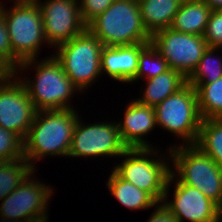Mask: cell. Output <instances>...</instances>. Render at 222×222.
<instances>
[{
    "label": "cell",
    "mask_w": 222,
    "mask_h": 222,
    "mask_svg": "<svg viewBox=\"0 0 222 222\" xmlns=\"http://www.w3.org/2000/svg\"><path fill=\"white\" fill-rule=\"evenodd\" d=\"M220 50L222 48H207L195 70L187 78V84L195 87L197 84H210L222 77V60L220 55L217 57Z\"/></svg>",
    "instance_id": "23"
},
{
    "label": "cell",
    "mask_w": 222,
    "mask_h": 222,
    "mask_svg": "<svg viewBox=\"0 0 222 222\" xmlns=\"http://www.w3.org/2000/svg\"><path fill=\"white\" fill-rule=\"evenodd\" d=\"M156 148H128L120 156L125 159L116 164L113 171L123 180L148 192L158 203H162L172 166L169 164V149L165 153L169 159H161L156 154L159 153Z\"/></svg>",
    "instance_id": "5"
},
{
    "label": "cell",
    "mask_w": 222,
    "mask_h": 222,
    "mask_svg": "<svg viewBox=\"0 0 222 222\" xmlns=\"http://www.w3.org/2000/svg\"><path fill=\"white\" fill-rule=\"evenodd\" d=\"M24 158V141L15 133L0 127V163Z\"/></svg>",
    "instance_id": "26"
},
{
    "label": "cell",
    "mask_w": 222,
    "mask_h": 222,
    "mask_svg": "<svg viewBox=\"0 0 222 222\" xmlns=\"http://www.w3.org/2000/svg\"><path fill=\"white\" fill-rule=\"evenodd\" d=\"M156 124L180 138L182 145L196 144L202 118L197 92L186 84L178 92L165 98L155 108Z\"/></svg>",
    "instance_id": "8"
},
{
    "label": "cell",
    "mask_w": 222,
    "mask_h": 222,
    "mask_svg": "<svg viewBox=\"0 0 222 222\" xmlns=\"http://www.w3.org/2000/svg\"><path fill=\"white\" fill-rule=\"evenodd\" d=\"M130 1H133V2L139 3V2H141L142 0H130Z\"/></svg>",
    "instance_id": "35"
},
{
    "label": "cell",
    "mask_w": 222,
    "mask_h": 222,
    "mask_svg": "<svg viewBox=\"0 0 222 222\" xmlns=\"http://www.w3.org/2000/svg\"><path fill=\"white\" fill-rule=\"evenodd\" d=\"M182 0H142L138 3L142 21L147 32H155L171 26Z\"/></svg>",
    "instance_id": "18"
},
{
    "label": "cell",
    "mask_w": 222,
    "mask_h": 222,
    "mask_svg": "<svg viewBox=\"0 0 222 222\" xmlns=\"http://www.w3.org/2000/svg\"><path fill=\"white\" fill-rule=\"evenodd\" d=\"M32 66L36 72L33 81L31 77L24 78L23 75L21 81L24 83L36 110L74 108L70 105L72 97L80 91L65 74L63 66L55 56L50 55L41 61H38L37 58L23 61L19 64L16 75L21 76L19 71L30 70Z\"/></svg>",
    "instance_id": "2"
},
{
    "label": "cell",
    "mask_w": 222,
    "mask_h": 222,
    "mask_svg": "<svg viewBox=\"0 0 222 222\" xmlns=\"http://www.w3.org/2000/svg\"><path fill=\"white\" fill-rule=\"evenodd\" d=\"M39 0L44 33L54 48L83 33L87 25L80 13L79 0Z\"/></svg>",
    "instance_id": "13"
},
{
    "label": "cell",
    "mask_w": 222,
    "mask_h": 222,
    "mask_svg": "<svg viewBox=\"0 0 222 222\" xmlns=\"http://www.w3.org/2000/svg\"><path fill=\"white\" fill-rule=\"evenodd\" d=\"M187 84V79L178 71L169 69L153 78L146 79V87L136 99L140 104L156 107L165 98L178 92ZM141 97V98H140Z\"/></svg>",
    "instance_id": "17"
},
{
    "label": "cell",
    "mask_w": 222,
    "mask_h": 222,
    "mask_svg": "<svg viewBox=\"0 0 222 222\" xmlns=\"http://www.w3.org/2000/svg\"><path fill=\"white\" fill-rule=\"evenodd\" d=\"M0 222H29V221L12 220V219H7V218H4V217H1Z\"/></svg>",
    "instance_id": "34"
},
{
    "label": "cell",
    "mask_w": 222,
    "mask_h": 222,
    "mask_svg": "<svg viewBox=\"0 0 222 222\" xmlns=\"http://www.w3.org/2000/svg\"><path fill=\"white\" fill-rule=\"evenodd\" d=\"M195 145L222 168V118L202 120Z\"/></svg>",
    "instance_id": "21"
},
{
    "label": "cell",
    "mask_w": 222,
    "mask_h": 222,
    "mask_svg": "<svg viewBox=\"0 0 222 222\" xmlns=\"http://www.w3.org/2000/svg\"><path fill=\"white\" fill-rule=\"evenodd\" d=\"M4 5L0 1L10 39L12 67L17 70L21 62L39 57L40 48L48 43L37 3L12 5L9 9Z\"/></svg>",
    "instance_id": "6"
},
{
    "label": "cell",
    "mask_w": 222,
    "mask_h": 222,
    "mask_svg": "<svg viewBox=\"0 0 222 222\" xmlns=\"http://www.w3.org/2000/svg\"><path fill=\"white\" fill-rule=\"evenodd\" d=\"M16 70L2 57H0V84L10 81L15 75Z\"/></svg>",
    "instance_id": "31"
},
{
    "label": "cell",
    "mask_w": 222,
    "mask_h": 222,
    "mask_svg": "<svg viewBox=\"0 0 222 222\" xmlns=\"http://www.w3.org/2000/svg\"><path fill=\"white\" fill-rule=\"evenodd\" d=\"M106 186L111 195L114 196L121 205L130 210L152 209V207L158 204L148 192L123 180L113 170L111 171L110 177H108Z\"/></svg>",
    "instance_id": "20"
},
{
    "label": "cell",
    "mask_w": 222,
    "mask_h": 222,
    "mask_svg": "<svg viewBox=\"0 0 222 222\" xmlns=\"http://www.w3.org/2000/svg\"><path fill=\"white\" fill-rule=\"evenodd\" d=\"M115 0H79L81 18L88 25L102 14Z\"/></svg>",
    "instance_id": "28"
},
{
    "label": "cell",
    "mask_w": 222,
    "mask_h": 222,
    "mask_svg": "<svg viewBox=\"0 0 222 222\" xmlns=\"http://www.w3.org/2000/svg\"><path fill=\"white\" fill-rule=\"evenodd\" d=\"M182 1H199V0H182Z\"/></svg>",
    "instance_id": "36"
},
{
    "label": "cell",
    "mask_w": 222,
    "mask_h": 222,
    "mask_svg": "<svg viewBox=\"0 0 222 222\" xmlns=\"http://www.w3.org/2000/svg\"><path fill=\"white\" fill-rule=\"evenodd\" d=\"M171 184L175 186L173 200L169 201ZM162 203L178 222L186 219L188 222H222V209L216 203L197 188L181 183L172 173L168 178Z\"/></svg>",
    "instance_id": "12"
},
{
    "label": "cell",
    "mask_w": 222,
    "mask_h": 222,
    "mask_svg": "<svg viewBox=\"0 0 222 222\" xmlns=\"http://www.w3.org/2000/svg\"><path fill=\"white\" fill-rule=\"evenodd\" d=\"M74 108L37 111L24 139V158L35 170V160L68 156L71 139L78 122Z\"/></svg>",
    "instance_id": "1"
},
{
    "label": "cell",
    "mask_w": 222,
    "mask_h": 222,
    "mask_svg": "<svg viewBox=\"0 0 222 222\" xmlns=\"http://www.w3.org/2000/svg\"><path fill=\"white\" fill-rule=\"evenodd\" d=\"M124 111L123 121H116L122 142L128 148H153L145 137L155 128L154 107L131 100Z\"/></svg>",
    "instance_id": "15"
},
{
    "label": "cell",
    "mask_w": 222,
    "mask_h": 222,
    "mask_svg": "<svg viewBox=\"0 0 222 222\" xmlns=\"http://www.w3.org/2000/svg\"><path fill=\"white\" fill-rule=\"evenodd\" d=\"M211 11L203 0L182 1L170 28L181 33L203 36Z\"/></svg>",
    "instance_id": "19"
},
{
    "label": "cell",
    "mask_w": 222,
    "mask_h": 222,
    "mask_svg": "<svg viewBox=\"0 0 222 222\" xmlns=\"http://www.w3.org/2000/svg\"><path fill=\"white\" fill-rule=\"evenodd\" d=\"M33 170L25 158L2 161L0 163V201L13 192Z\"/></svg>",
    "instance_id": "24"
},
{
    "label": "cell",
    "mask_w": 222,
    "mask_h": 222,
    "mask_svg": "<svg viewBox=\"0 0 222 222\" xmlns=\"http://www.w3.org/2000/svg\"><path fill=\"white\" fill-rule=\"evenodd\" d=\"M171 173L222 209V168L195 144L170 146ZM174 169V170H173Z\"/></svg>",
    "instance_id": "3"
},
{
    "label": "cell",
    "mask_w": 222,
    "mask_h": 222,
    "mask_svg": "<svg viewBox=\"0 0 222 222\" xmlns=\"http://www.w3.org/2000/svg\"><path fill=\"white\" fill-rule=\"evenodd\" d=\"M87 29L103 46L150 43L151 35L144 27L139 5L130 0H115Z\"/></svg>",
    "instance_id": "4"
},
{
    "label": "cell",
    "mask_w": 222,
    "mask_h": 222,
    "mask_svg": "<svg viewBox=\"0 0 222 222\" xmlns=\"http://www.w3.org/2000/svg\"><path fill=\"white\" fill-rule=\"evenodd\" d=\"M0 57L4 58L12 66V50L6 22L0 7Z\"/></svg>",
    "instance_id": "29"
},
{
    "label": "cell",
    "mask_w": 222,
    "mask_h": 222,
    "mask_svg": "<svg viewBox=\"0 0 222 222\" xmlns=\"http://www.w3.org/2000/svg\"><path fill=\"white\" fill-rule=\"evenodd\" d=\"M35 173L36 170H33L13 192L2 200L0 217L29 222L48 220L49 208L47 207L54 191L50 185L47 186L35 180Z\"/></svg>",
    "instance_id": "10"
},
{
    "label": "cell",
    "mask_w": 222,
    "mask_h": 222,
    "mask_svg": "<svg viewBox=\"0 0 222 222\" xmlns=\"http://www.w3.org/2000/svg\"><path fill=\"white\" fill-rule=\"evenodd\" d=\"M203 38L210 48H222V10L211 11Z\"/></svg>",
    "instance_id": "27"
},
{
    "label": "cell",
    "mask_w": 222,
    "mask_h": 222,
    "mask_svg": "<svg viewBox=\"0 0 222 222\" xmlns=\"http://www.w3.org/2000/svg\"><path fill=\"white\" fill-rule=\"evenodd\" d=\"M212 11L222 10V0H203Z\"/></svg>",
    "instance_id": "32"
},
{
    "label": "cell",
    "mask_w": 222,
    "mask_h": 222,
    "mask_svg": "<svg viewBox=\"0 0 222 222\" xmlns=\"http://www.w3.org/2000/svg\"><path fill=\"white\" fill-rule=\"evenodd\" d=\"M199 113L202 118H222V77L210 84H197Z\"/></svg>",
    "instance_id": "22"
},
{
    "label": "cell",
    "mask_w": 222,
    "mask_h": 222,
    "mask_svg": "<svg viewBox=\"0 0 222 222\" xmlns=\"http://www.w3.org/2000/svg\"><path fill=\"white\" fill-rule=\"evenodd\" d=\"M21 79L15 75L10 81L0 84V127L12 131L24 141L37 110Z\"/></svg>",
    "instance_id": "14"
},
{
    "label": "cell",
    "mask_w": 222,
    "mask_h": 222,
    "mask_svg": "<svg viewBox=\"0 0 222 222\" xmlns=\"http://www.w3.org/2000/svg\"><path fill=\"white\" fill-rule=\"evenodd\" d=\"M148 43L122 46H103L101 75L107 74L120 83H129L136 77L140 51Z\"/></svg>",
    "instance_id": "16"
},
{
    "label": "cell",
    "mask_w": 222,
    "mask_h": 222,
    "mask_svg": "<svg viewBox=\"0 0 222 222\" xmlns=\"http://www.w3.org/2000/svg\"><path fill=\"white\" fill-rule=\"evenodd\" d=\"M38 1L39 0H13V5L34 4L37 3Z\"/></svg>",
    "instance_id": "33"
},
{
    "label": "cell",
    "mask_w": 222,
    "mask_h": 222,
    "mask_svg": "<svg viewBox=\"0 0 222 222\" xmlns=\"http://www.w3.org/2000/svg\"><path fill=\"white\" fill-rule=\"evenodd\" d=\"M169 66L164 57L157 51V49L148 43L141 51L138 61V71L136 77L130 82H138L141 79L153 78L169 70Z\"/></svg>",
    "instance_id": "25"
},
{
    "label": "cell",
    "mask_w": 222,
    "mask_h": 222,
    "mask_svg": "<svg viewBox=\"0 0 222 222\" xmlns=\"http://www.w3.org/2000/svg\"><path fill=\"white\" fill-rule=\"evenodd\" d=\"M150 43L164 57L169 68L178 71L186 79L208 48L203 36L181 33L170 27L155 32Z\"/></svg>",
    "instance_id": "11"
},
{
    "label": "cell",
    "mask_w": 222,
    "mask_h": 222,
    "mask_svg": "<svg viewBox=\"0 0 222 222\" xmlns=\"http://www.w3.org/2000/svg\"><path fill=\"white\" fill-rule=\"evenodd\" d=\"M155 210V211H154ZM146 222H178L174 215L163 205L158 203Z\"/></svg>",
    "instance_id": "30"
},
{
    "label": "cell",
    "mask_w": 222,
    "mask_h": 222,
    "mask_svg": "<svg viewBox=\"0 0 222 222\" xmlns=\"http://www.w3.org/2000/svg\"><path fill=\"white\" fill-rule=\"evenodd\" d=\"M103 45L88 29L55 48L54 56L80 93L92 86L101 75ZM93 83V84H92Z\"/></svg>",
    "instance_id": "7"
},
{
    "label": "cell",
    "mask_w": 222,
    "mask_h": 222,
    "mask_svg": "<svg viewBox=\"0 0 222 222\" xmlns=\"http://www.w3.org/2000/svg\"><path fill=\"white\" fill-rule=\"evenodd\" d=\"M81 120L80 116L71 139L69 158L102 156L120 158L128 149L122 142L115 121H98L85 125L86 123Z\"/></svg>",
    "instance_id": "9"
}]
</instances>
